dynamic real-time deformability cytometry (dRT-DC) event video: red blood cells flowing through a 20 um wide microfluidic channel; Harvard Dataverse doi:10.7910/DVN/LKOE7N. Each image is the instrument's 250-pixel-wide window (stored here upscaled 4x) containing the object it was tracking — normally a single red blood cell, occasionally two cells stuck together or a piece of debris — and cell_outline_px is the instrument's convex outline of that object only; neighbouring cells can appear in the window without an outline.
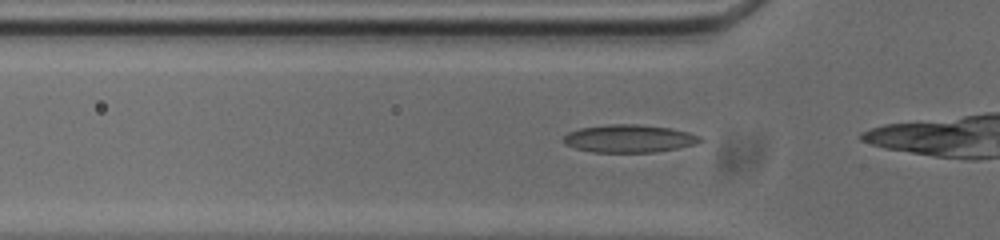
{"species": "common noctule bat (a hibernating species)", "species_latin": "Nyctalus noctula", "temperature_condition": "cold", "stored_images_in_passage": 19, "camera_frame_rate_fps": 3000, "um_per_image_px": 0.085, "animal": {"sex": "male", "body_mass_g": 20.0, "forearm_length_mm": 53.3}, "frame": {"image": 1, "passage_image": 3, "time_ms": 0.667, "image_size_px": [1000, 240], "cell_outline_px": [[704, 140], [696, 144], [656, 152], [592, 152], [576, 148], [564, 144], [560, 140], [568, 132], [580, 128], [608, 124], [636, 124], [672, 128], [688, 132], [700, 136]], "centroid_in_image_um": [53.46, 11.77], "position_along_channel_um": 72.3, "area_um2": 22.25}}
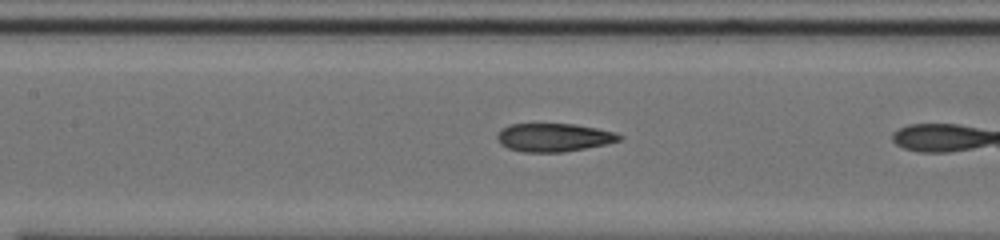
{"frame": {"image": 2, "passage_image": 10, "time_ms": 3.0, "image_size_px": [1000, 240], "cell_outline_px": [[624, 136], [620, 140], [608, 144], [564, 152], [524, 152], [508, 148], [500, 144], [496, 136], [504, 128], [512, 124], [576, 124], [616, 132]], "centroid_in_image_um": [47.12, 11.69], "position_along_channel_um": 160.3, "area_um2": 20.11}}
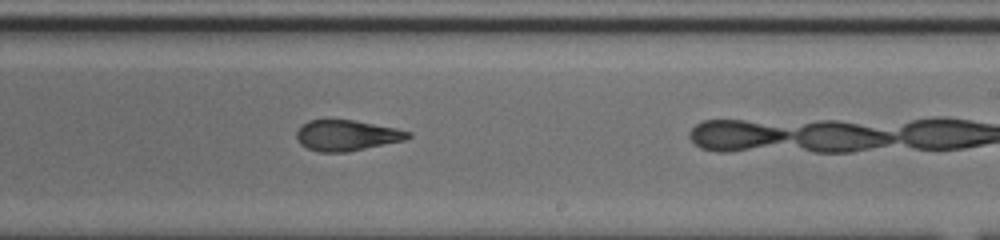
{"frame": {"image": 3, "passage_image": 18, "time_ms": 5.667, "image_size_px": [1000, 240], "cell_outline_px": [[412, 136], [404, 140], [344, 152], [320, 152], [308, 148], [300, 144], [296, 136], [296, 132], [308, 120], [352, 120], [396, 128], [412, 132]], "centroid_in_image_um": [29.47, 11.5], "position_along_channel_um": 259.5, "area_um2": 19.59}}